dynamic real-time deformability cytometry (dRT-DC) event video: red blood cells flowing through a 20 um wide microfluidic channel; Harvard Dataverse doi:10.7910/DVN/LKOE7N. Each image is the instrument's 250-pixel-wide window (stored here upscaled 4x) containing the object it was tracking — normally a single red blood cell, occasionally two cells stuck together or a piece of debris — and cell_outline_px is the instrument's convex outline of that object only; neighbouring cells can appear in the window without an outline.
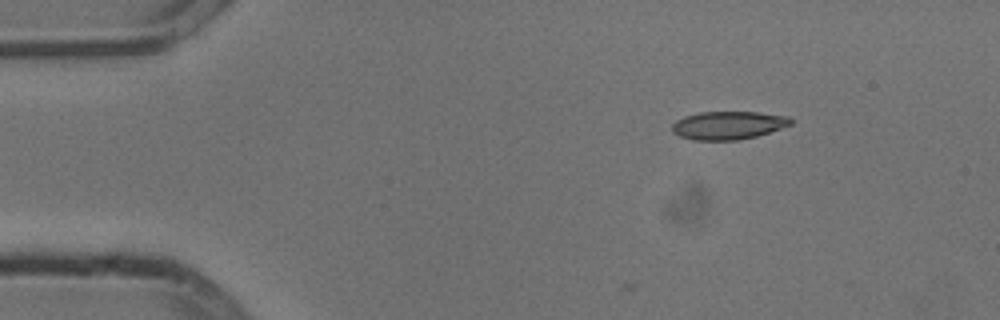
{"species": "common noctule bat (a hibernating species)", "species_latin": "Nyctalus noctula", "temperature_condition": "cold", "stored_images_in_passage": 3, "camera_frame_rate_fps": 3000, "um_per_image_px": 0.085, "animal": {"sex": "male", "body_mass_g": 13.3}, "frame": {"image": 1, "passage_image": 1, "time_ms": 0.0, "image_size_px": [1000, 320], "cell_outline_px": [[792, 124], [756, 136], [736, 140], [692, 140], [680, 136], [672, 132], [672, 124], [676, 120], [684, 116], [700, 112], [756, 112], [788, 116], [792, 120]], "centroid_in_image_um": [61.86, 10.65], "position_along_channel_um": 23.1, "area_um2": 19.36}}